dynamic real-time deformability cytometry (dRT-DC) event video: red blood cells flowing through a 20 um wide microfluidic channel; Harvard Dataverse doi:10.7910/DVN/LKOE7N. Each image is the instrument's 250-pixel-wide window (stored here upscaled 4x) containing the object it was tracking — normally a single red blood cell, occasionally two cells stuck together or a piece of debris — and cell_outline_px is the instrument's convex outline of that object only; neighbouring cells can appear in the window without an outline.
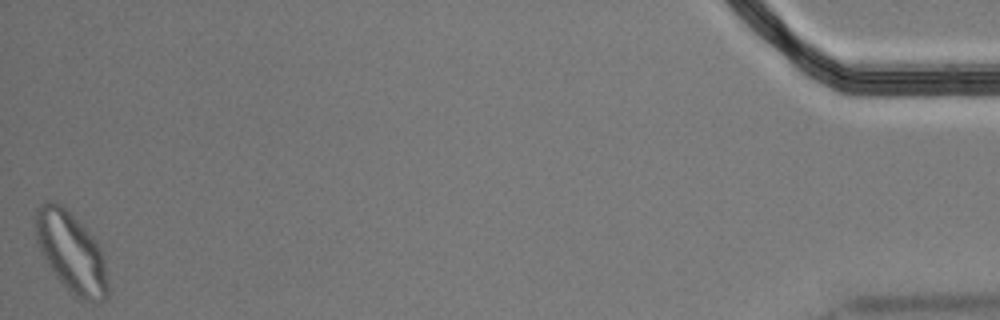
{"species": "Egyptian fruit bat (a non-hibernating species)", "species_latin": "Rousettus aegyptiacus", "temperature_condition": "cold", "stored_images_in_passage": 57, "segment_of_instrument_passage": [2, 2], "camera_frame_rate_fps": 3000, "um_per_image_px": 0.085, "animal": {"sex": "male"}, "frame": {"image": 1, "passage_image": 57, "time_ms": 18.667, "image_size_px": [1000, 320], "cell_outline_px": [[108, 296], [100, 304], [92, 304], [80, 300], [56, 276], [40, 252], [36, 240], [36, 208], [40, 204], [48, 200], [52, 200], [60, 204], [92, 236], [100, 248], [104, 260], [108, 280]], "centroid_in_image_um": [6.07, 21.5], "position_along_channel_um": 429.1, "area_um2": 33.58}}